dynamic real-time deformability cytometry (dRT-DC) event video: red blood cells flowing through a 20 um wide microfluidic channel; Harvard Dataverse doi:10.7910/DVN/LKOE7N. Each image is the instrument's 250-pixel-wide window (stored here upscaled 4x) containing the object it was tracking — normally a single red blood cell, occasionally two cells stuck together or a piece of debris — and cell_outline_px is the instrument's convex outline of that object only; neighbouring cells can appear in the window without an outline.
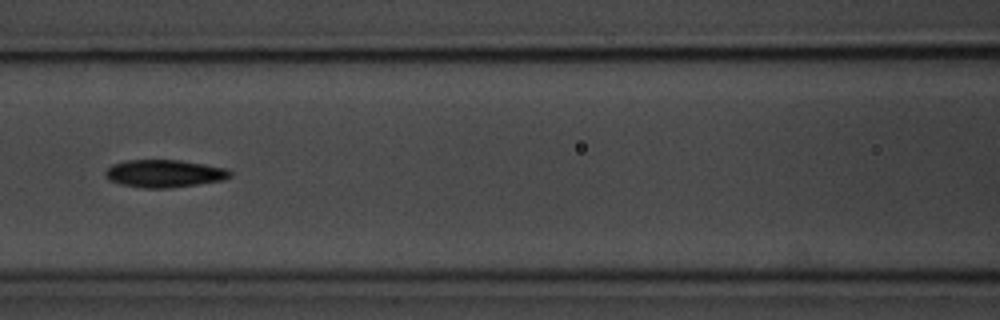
{"species": "common noctule bat (a hibernating species)", "species_latin": "Nyctalus noctula", "temperature_condition": "room temperature", "stored_images_in_passage": 7, "camera_frame_rate_fps": 3000, "um_per_image_px": 0.085, "animal": {"sex": "male", "body_mass_g": 20.1, "forearm_length_mm": 53.5}, "frame": {"image": 1, "passage_image": 6, "time_ms": 5.667, "image_size_px": [1000, 320], "cell_outline_px": [[232, 176], [224, 180], [168, 188], [144, 188], [120, 184], [108, 180], [104, 176], [104, 172], [112, 164], [128, 160], [180, 160], [228, 168], [232, 172]], "centroid_in_image_um": [13.97, 14.75], "position_along_channel_um": 152.6, "area_um2": 20.17}}
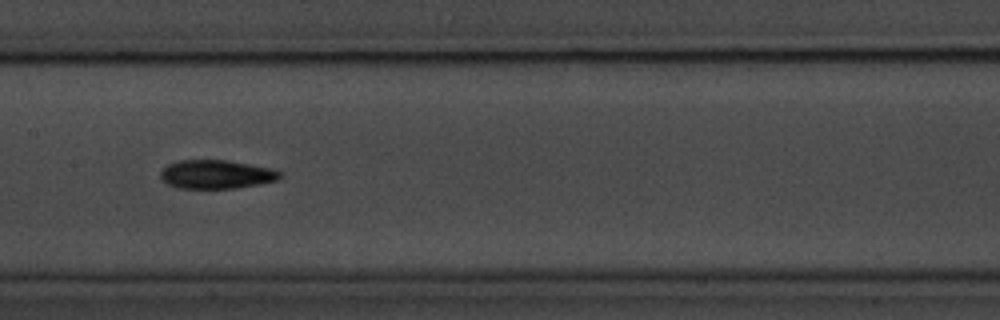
{"frame": {"image": 2, "passage_image": 7, "time_ms": 6.667, "image_size_px": [1000, 320], "cell_outline_px": [[284, 176], [276, 180], [236, 188], [180, 188], [168, 184], [160, 176], [160, 172], [168, 164], [180, 160], [228, 160], [272, 168], [284, 172]], "centroid_in_image_um": [18.43, 14.81], "position_along_channel_um": 189.0, "area_um2": 19.94}}